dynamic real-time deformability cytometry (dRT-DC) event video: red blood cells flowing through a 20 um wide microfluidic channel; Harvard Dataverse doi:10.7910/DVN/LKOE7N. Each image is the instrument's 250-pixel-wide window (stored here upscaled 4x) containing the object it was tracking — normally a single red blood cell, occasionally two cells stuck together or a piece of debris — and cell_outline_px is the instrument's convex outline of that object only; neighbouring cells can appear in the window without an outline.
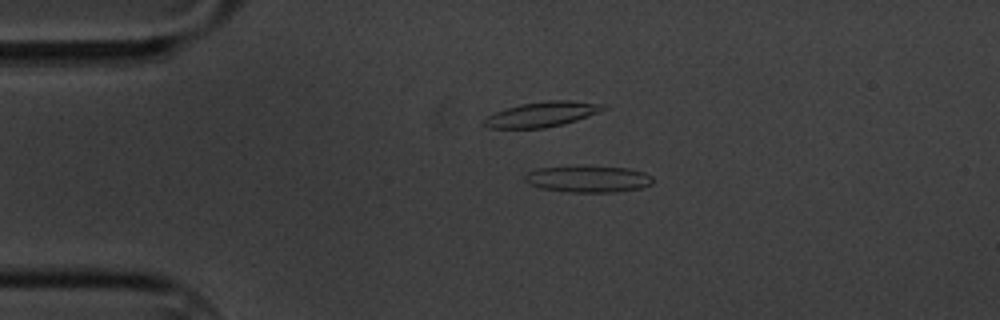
{"species": "common noctule bat (a hibernating species)", "species_latin": "Nyctalus noctula", "temperature_condition": "cold", "stored_images_in_passage": 56, "camera_frame_rate_fps": 3000, "um_per_image_px": 0.085, "animal": {"sex": "male", "body_mass_g": 20.1, "forearm_length_mm": 53.5}, "frame": {"image": 1, "passage_image": 10, "time_ms": 3.0, "image_size_px": [1000, 320], "cell_outline_px": [[652, 184], [640, 188], [616, 192], [568, 192], [540, 188], [528, 184], [524, 180], [524, 176], [528, 172], [536, 168], [628, 168], [644, 172], [652, 176]], "centroid_in_image_um": [49.98, 15.25], "position_along_channel_um": 35.0, "area_um2": 19.25}}